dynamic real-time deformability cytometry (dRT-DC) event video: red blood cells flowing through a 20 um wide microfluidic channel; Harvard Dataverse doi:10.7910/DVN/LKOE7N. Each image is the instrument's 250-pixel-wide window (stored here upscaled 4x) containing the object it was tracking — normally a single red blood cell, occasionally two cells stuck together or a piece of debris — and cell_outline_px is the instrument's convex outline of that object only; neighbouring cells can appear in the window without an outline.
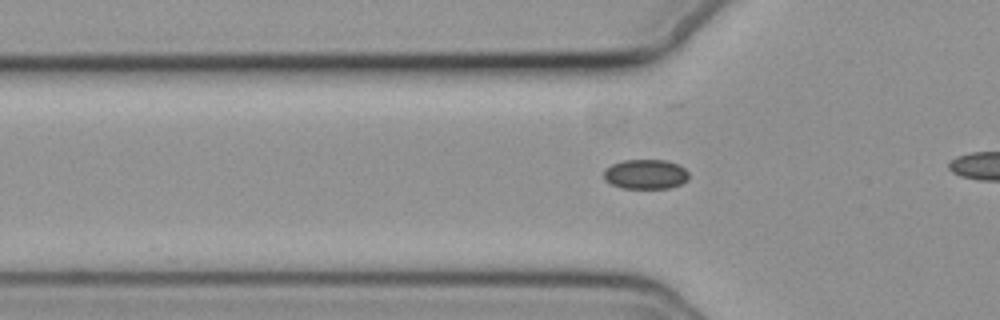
{"species": "common noctule bat (a hibernating species)", "species_latin": "Nyctalus noctula", "temperature_condition": "cold", "stored_images_in_passage": 17, "camera_frame_rate_fps": 3000, "um_per_image_px": 0.085, "animal": {"sex": "female", "body_mass_g": 19.3, "forearm_length_mm": 54.1}, "frame": {"image": 1, "passage_image": 15, "time_ms": 4.667, "image_size_px": [1000, 320], "cell_outline_px": [[688, 180], [680, 184], [668, 188], [624, 188], [612, 184], [604, 180], [604, 168], [612, 164], [624, 160], [668, 160], [684, 168], [688, 172]], "centroid_in_image_um": [54.86, 14.8], "position_along_channel_um": 70.9, "area_um2": 14.68}}